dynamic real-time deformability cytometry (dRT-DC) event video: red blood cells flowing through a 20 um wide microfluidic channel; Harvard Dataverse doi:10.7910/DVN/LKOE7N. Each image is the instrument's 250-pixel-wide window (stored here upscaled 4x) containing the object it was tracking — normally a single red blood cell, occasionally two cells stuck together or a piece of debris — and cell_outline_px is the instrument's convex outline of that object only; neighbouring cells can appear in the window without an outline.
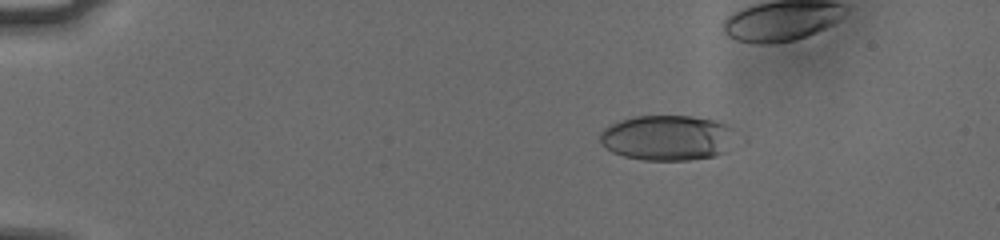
{"species": "human", "species_latin": "Homo sapiens", "temperature_condition": "cold", "stored_images_in_passage": 49, "camera_frame_rate_fps": 3000, "um_per_image_px": 0.085, "donor": {"sex": "male"}, "frame": {"image": 1, "passage_image": 12, "time_ms": 3.667, "image_size_px": [1000, 240], "cell_outline_px": [[732, 128], [728, 152], [716, 156], [688, 160], [644, 160], [624, 156], [612, 152], [600, 140], [600, 132], [604, 128], [620, 120], [636, 116], [692, 116], [716, 120]], "centroid_in_image_um": [56.71, 11.71], "position_along_channel_um": 28.3, "area_um2": 35.6}}
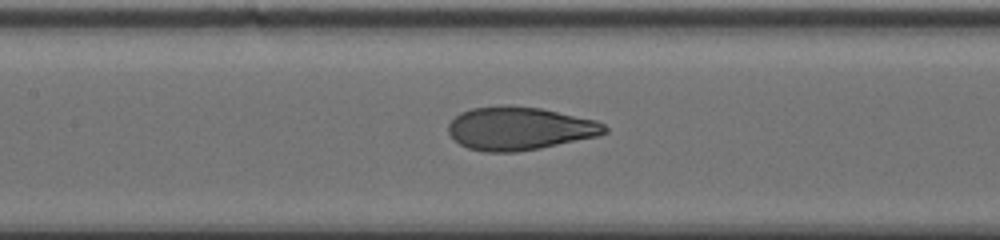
{"frame": {"image": 2, "passage_image": 30, "time_ms": 9.667, "image_size_px": [1000, 240], "cell_outline_px": [[608, 132], [596, 136], [540, 148], [516, 152], [484, 152], [468, 148], [460, 144], [448, 132], [448, 124], [460, 112], [472, 108], [540, 108], [596, 120], [604, 124], [608, 128]], "centroid_in_image_um": [44.17, 10.96], "position_along_channel_um": 163.2, "area_um2": 38.32}}
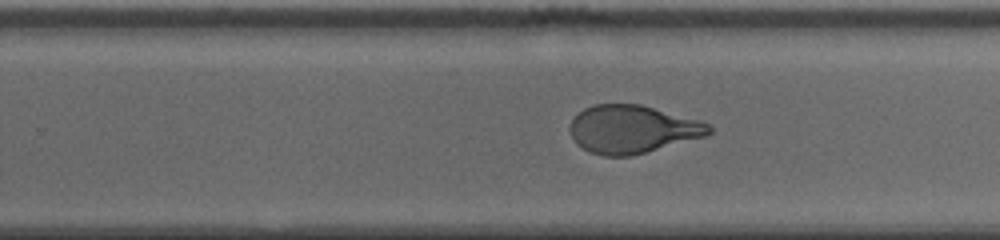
{"frame": {"image": 3, "passage_image": 39, "time_ms": 12.667, "image_size_px": [1000, 240], "cell_outline_px": [[712, 132], [704, 136], [644, 152], [628, 156], [604, 156], [592, 152], [576, 144], [568, 128], [572, 120], [584, 108], [596, 104], [640, 104], [700, 120], [708, 124], [712, 128]], "centroid_in_image_um": [53.73, 10.97], "position_along_channel_um": 276.1, "area_um2": 38.38}}